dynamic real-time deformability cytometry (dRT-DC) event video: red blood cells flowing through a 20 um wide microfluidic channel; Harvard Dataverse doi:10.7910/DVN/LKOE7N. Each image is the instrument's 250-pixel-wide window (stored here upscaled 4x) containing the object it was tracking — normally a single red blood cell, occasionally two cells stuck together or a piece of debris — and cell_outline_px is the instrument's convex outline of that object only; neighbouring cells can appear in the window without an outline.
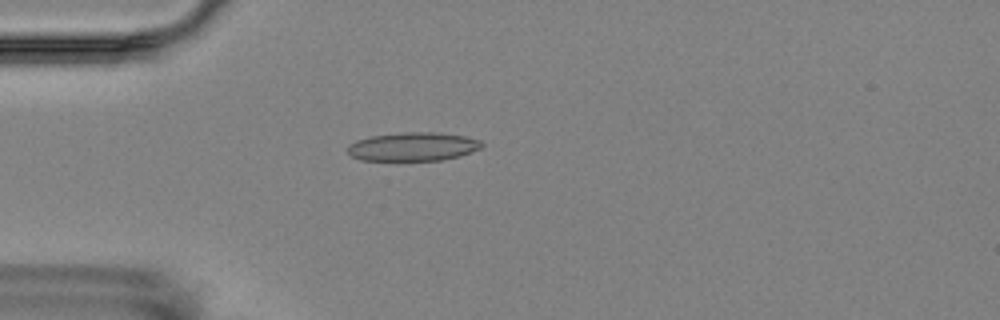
{"species": "Egyptian fruit bat (a non-hibernating species)", "species_latin": "Rousettus aegyptiacus", "temperature_condition": "room temperature", "stored_images_in_passage": 5, "camera_frame_rate_fps": 3000, "um_per_image_px": 0.085, "animal": {"sex": "female"}, "frame": {"image": 1, "passage_image": 4, "time_ms": 4.667, "image_size_px": [1000, 320], "cell_outline_px": [[484, 144], [480, 148], [472, 152], [460, 156], [440, 160], [360, 160], [352, 156], [348, 152], [348, 144], [356, 140], [372, 136], [404, 132], [440, 132], [464, 136], [480, 140]], "centroid_in_image_um": [35.12, 12.46], "position_along_channel_um": 49.9, "area_um2": 22.37}}